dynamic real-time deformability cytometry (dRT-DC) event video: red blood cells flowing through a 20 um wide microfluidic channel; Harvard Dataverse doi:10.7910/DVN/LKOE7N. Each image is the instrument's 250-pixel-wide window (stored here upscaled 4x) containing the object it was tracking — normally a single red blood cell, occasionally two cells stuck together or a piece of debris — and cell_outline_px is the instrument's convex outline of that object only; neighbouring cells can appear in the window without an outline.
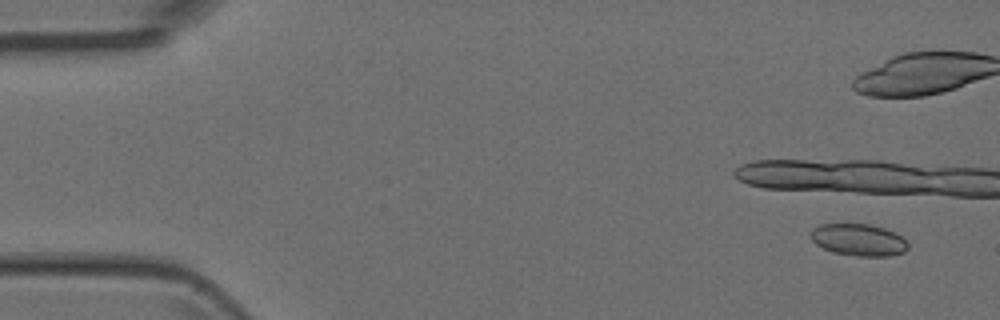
{"species": "Egyptian fruit bat (a non-hibernating species)", "species_latin": "Rousettus aegyptiacus", "temperature_condition": "room temperature", "stored_images_in_passage": 5, "camera_frame_rate_fps": 3000, "um_per_image_px": 0.085, "animal": {"sex": "female"}, "frame": {"image": 1, "passage_image": 1, "time_ms": 0.0, "image_size_px": [1000, 320], "cell_outline_px": [[908, 248], [904, 252], [888, 256], [856, 256], [832, 252], [816, 244], [812, 240], [812, 228], [820, 224], [868, 224], [884, 228], [896, 232], [908, 244]], "centroid_in_image_um": [72.99, 20.39], "position_along_channel_um": 12.0, "area_um2": 18.03}}
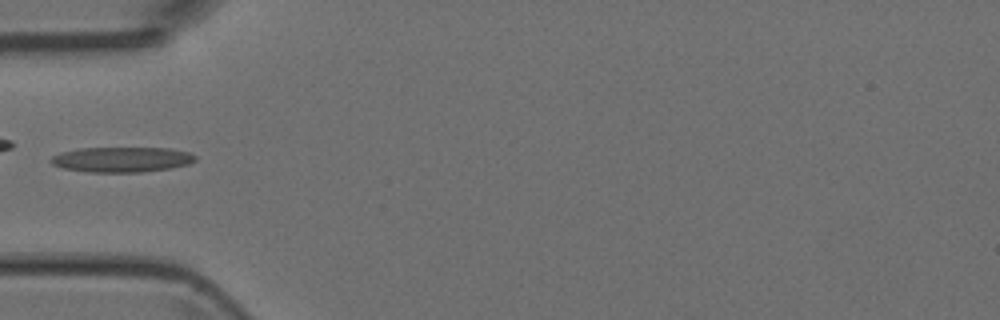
{"frame": {"image": 2, "passage_image": 5, "time_ms": 6.0, "image_size_px": [1000, 320], "cell_outline_px": [[196, 160], [188, 164], [172, 168], [140, 172], [84, 172], [64, 168], [52, 164], [48, 160], [52, 156], [60, 152], [80, 148], [172, 148], [192, 152], [196, 156]], "centroid_in_image_um": [10.36, 13.55], "position_along_channel_um": 74.6, "area_um2": 21.44}}